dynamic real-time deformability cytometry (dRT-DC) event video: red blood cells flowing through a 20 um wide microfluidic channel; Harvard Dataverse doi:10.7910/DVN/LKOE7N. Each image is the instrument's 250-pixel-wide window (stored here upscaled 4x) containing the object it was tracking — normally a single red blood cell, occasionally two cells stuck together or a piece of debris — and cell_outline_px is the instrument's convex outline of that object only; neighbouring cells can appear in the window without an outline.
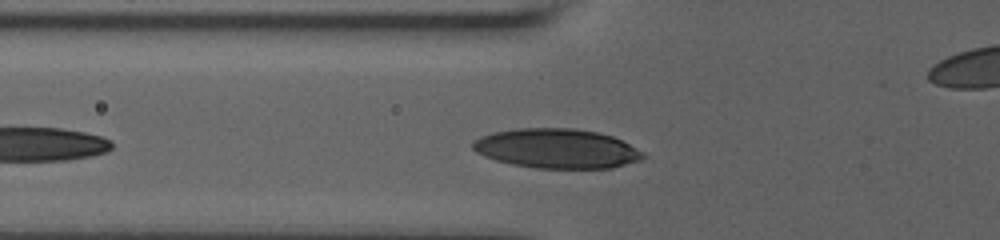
{"species": "human", "species_latin": "Homo sapiens", "temperature_condition": "room temperature", "stored_images_in_passage": 29, "camera_frame_rate_fps": 3000, "um_per_image_px": 0.085, "donor": {"sex": "male"}, "frame": {"image": 1, "passage_image": 6, "time_ms": 1.667, "image_size_px": [1000, 240], "cell_outline_px": [[648, 156], [640, 160], [612, 168], [536, 168], [512, 164], [496, 160], [484, 156], [476, 152], [472, 148], [472, 140], [480, 136], [492, 132], [516, 128], [572, 128], [596, 132], [612, 136], [644, 152]], "centroid_in_image_um": [47.3, 12.62], "position_along_channel_um": 78.5, "area_um2": 39.3}}
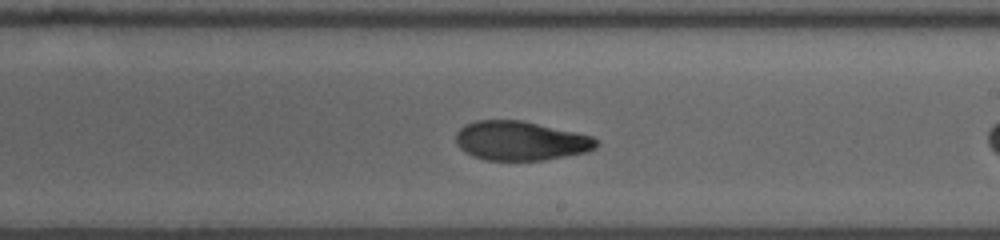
{"frame": {"image": 2, "passage_image": 17, "time_ms": 5.0, "image_size_px": [1000, 240], "cell_outline_px": [[596, 148], [584, 152], [544, 160], [484, 160], [472, 156], [464, 152], [460, 148], [456, 140], [456, 132], [464, 124], [476, 120], [520, 120], [576, 132], [592, 136], [596, 140]], "centroid_in_image_um": [44.2, 11.96], "position_along_channel_um": 244.8, "area_um2": 31.96}}
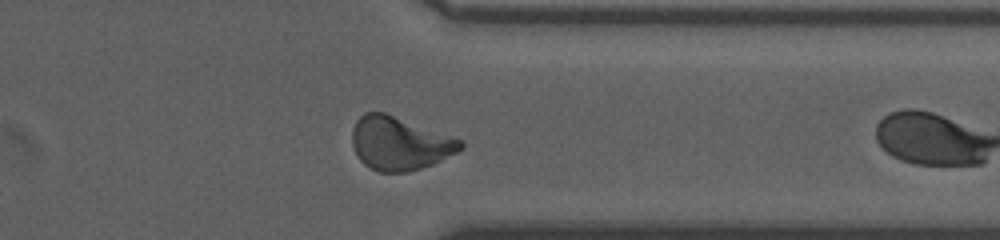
{"frame": {"image": 3, "passage_image": 28, "time_ms": 8.667, "image_size_px": [1000, 240], "cell_outline_px": [[464, 148], [432, 164], [408, 172], [380, 172], [364, 164], [360, 160], [352, 144], [352, 128], [356, 120], [364, 112], [384, 112], [464, 140]], "centroid_in_image_um": [33.96, 12.18], "position_along_channel_um": 377.4, "area_um2": 33.58}}